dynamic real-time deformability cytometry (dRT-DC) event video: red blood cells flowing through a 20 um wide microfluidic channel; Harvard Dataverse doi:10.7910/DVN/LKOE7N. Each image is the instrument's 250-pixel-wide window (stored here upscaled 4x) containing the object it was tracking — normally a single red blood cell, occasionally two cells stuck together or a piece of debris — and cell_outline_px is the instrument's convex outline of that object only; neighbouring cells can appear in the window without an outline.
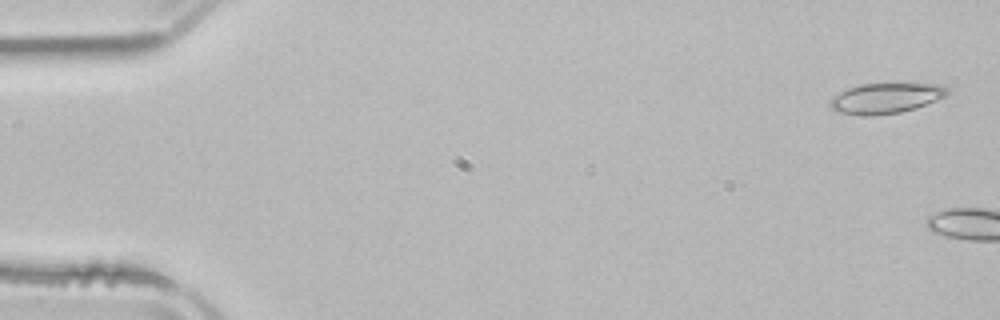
{"species": "common noctule bat (a hibernating species)", "species_latin": "Nyctalus noctula", "temperature_condition": "room temperature", "stored_images_in_passage": 2, "camera_frame_rate_fps": 3000, "um_per_image_px": 0.085, "animal": {"sex": "male", "body_mass_g": 21.5, "forearm_length_mm": 52.0}, "frame": {"image": 1, "passage_image": 1, "time_ms": 0.0, "image_size_px": [1000, 320], "cell_outline_px": [[952, 92], [948, 96], [916, 108], [900, 112], [872, 116], [868, 116], [836, 112], [828, 104], [832, 96], [848, 88], [860, 84], [940, 84], [948, 88]], "centroid_in_image_um": [75.31, 8.35], "position_along_channel_um": 9.7, "area_um2": 20.92}}